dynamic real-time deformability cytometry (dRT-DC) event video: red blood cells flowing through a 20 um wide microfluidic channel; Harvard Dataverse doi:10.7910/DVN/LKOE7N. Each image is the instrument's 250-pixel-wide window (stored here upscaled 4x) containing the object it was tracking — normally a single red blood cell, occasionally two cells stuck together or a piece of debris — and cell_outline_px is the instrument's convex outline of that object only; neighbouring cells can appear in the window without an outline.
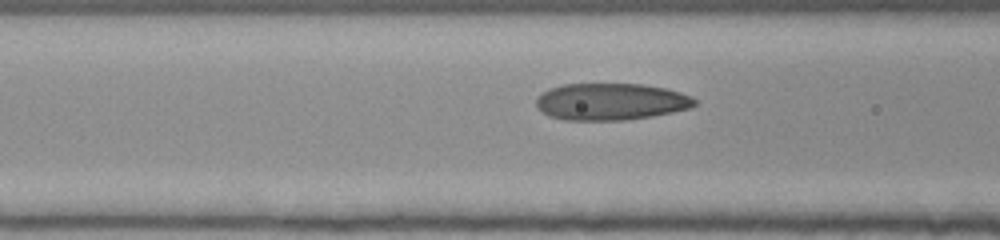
{"species": "human", "species_latin": "Homo sapiens", "temperature_condition": "room temperature", "stored_images_in_passage": 15, "camera_frame_rate_fps": 3000, "um_per_image_px": 0.085, "donor": {"sex": "female"}, "frame": {"image": 1, "passage_image": 13, "time_ms": 4.0, "image_size_px": [1000, 240], "cell_outline_px": [[696, 104], [692, 108], [652, 116], [624, 120], [564, 120], [548, 116], [540, 112], [536, 108], [536, 96], [548, 88], [564, 84], [640, 84], [664, 88], [680, 92], [692, 96], [696, 100]], "centroid_in_image_um": [51.87, 8.64], "position_along_channel_um": 114.7, "area_um2": 34.39}}